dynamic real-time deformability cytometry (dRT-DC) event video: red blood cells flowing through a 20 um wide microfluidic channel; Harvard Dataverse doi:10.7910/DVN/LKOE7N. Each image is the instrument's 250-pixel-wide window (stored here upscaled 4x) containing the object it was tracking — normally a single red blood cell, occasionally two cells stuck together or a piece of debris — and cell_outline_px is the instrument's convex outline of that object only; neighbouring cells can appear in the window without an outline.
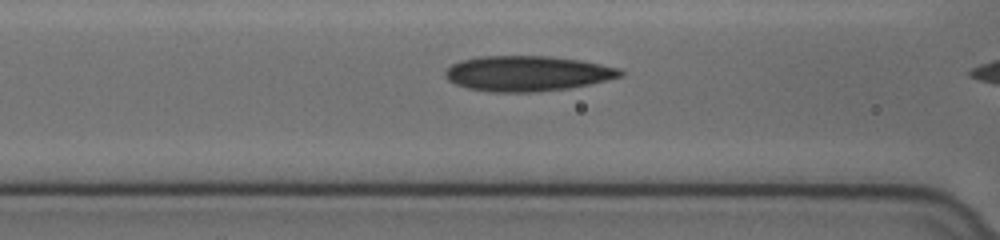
{"species": "human", "species_latin": "Homo sapiens", "temperature_condition": "cold", "stored_images_in_passage": 34, "camera_frame_rate_fps": 3000, "um_per_image_px": 0.085, "donor": {"sex": "female"}, "frame": {"image": 1, "passage_image": 12, "time_ms": 3.667, "image_size_px": [1000, 240], "cell_outline_px": [[624, 76], [588, 84], [568, 88], [536, 92], [492, 92], [468, 88], [456, 84], [448, 80], [444, 76], [444, 72], [452, 64], [460, 60], [480, 56], [552, 56], [580, 60], [620, 68], [624, 72]], "centroid_in_image_um": [44.82, 6.24], "position_along_channel_um": 121.8, "area_um2": 36.07}}
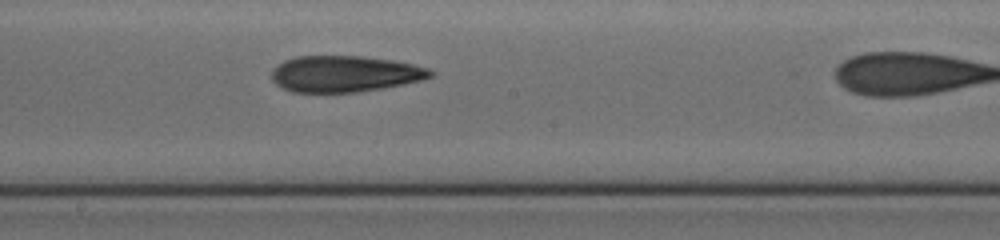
{"frame": {"image": 2, "passage_image": 20, "time_ms": 6.333, "image_size_px": [1000, 240], "cell_outline_px": [[436, 72], [432, 76], [420, 80], [404, 84], [356, 92], [292, 92], [276, 84], [272, 80], [272, 68], [276, 64], [284, 60], [296, 56], [364, 56], [392, 60], [412, 64], [428, 68]], "centroid_in_image_um": [29.28, 6.27], "position_along_channel_um": 218.9, "area_um2": 33.58}}
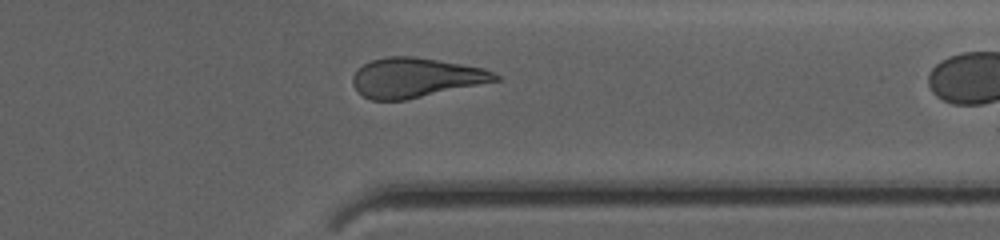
{"frame": {"image": 3, "passage_image": 33, "time_ms": 10.667, "image_size_px": [1000, 240], "cell_outline_px": [[500, 80], [404, 100], [372, 100], [364, 96], [352, 84], [352, 76], [364, 64], [372, 60], [388, 56], [412, 56], [484, 68], [500, 76]], "centroid_in_image_um": [35.32, 6.6], "position_along_channel_um": 376.1, "area_um2": 32.37}}